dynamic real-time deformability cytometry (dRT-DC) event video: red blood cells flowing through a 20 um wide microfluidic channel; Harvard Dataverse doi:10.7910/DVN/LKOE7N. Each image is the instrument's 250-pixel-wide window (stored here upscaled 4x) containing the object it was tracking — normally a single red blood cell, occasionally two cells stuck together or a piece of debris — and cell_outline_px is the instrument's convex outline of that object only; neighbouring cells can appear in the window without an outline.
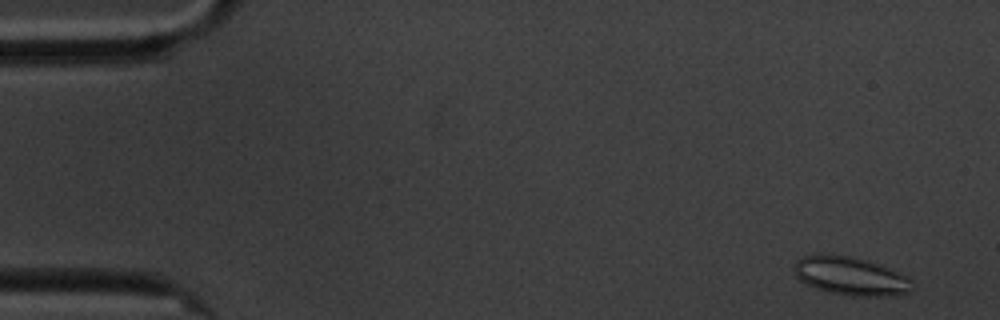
{"species": "common noctule bat (a hibernating species)", "species_latin": "Nyctalus noctula", "temperature_condition": "cold", "stored_images_in_passage": 59, "camera_frame_rate_fps": 3000, "um_per_image_px": 0.085, "animal": {"sex": "male", "body_mass_g": 20.1, "forearm_length_mm": 53.5}, "frame": {"image": 1, "passage_image": 3, "time_ms": 0.667, "image_size_px": [1000, 320], "cell_outline_px": [[912, 280], [908, 292], [896, 296], [852, 296], [828, 292], [816, 288], [800, 280], [796, 276], [792, 268], [796, 260], [804, 256], [820, 252], [848, 256], [868, 260], [908, 276]], "centroid_in_image_um": [72.26, 23.45], "position_along_channel_um": 12.7, "area_um2": 26.65}}
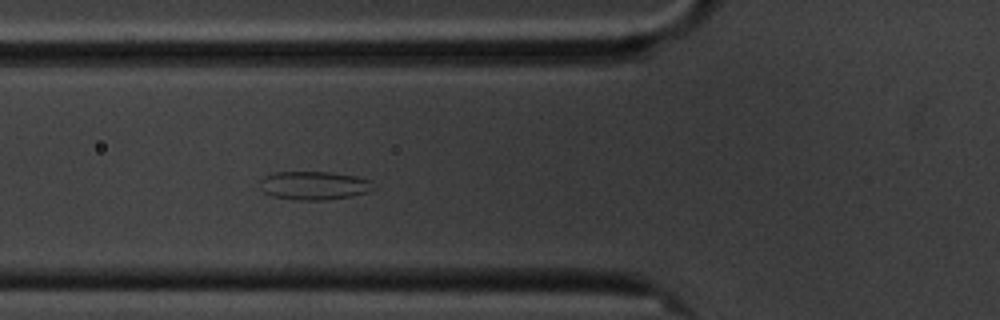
{"frame": {"image": 2, "passage_image": 21, "time_ms": 6.667, "image_size_px": [1000, 320], "cell_outline_px": [[380, 188], [368, 192], [352, 196], [324, 200], [300, 200], [272, 196], [264, 192], [260, 188], [260, 180], [264, 176], [276, 172], [332, 172], [356, 176], [372, 180]], "centroid_in_image_um": [26.78, 15.76], "position_along_channel_um": 99.0, "area_um2": 19.19}}
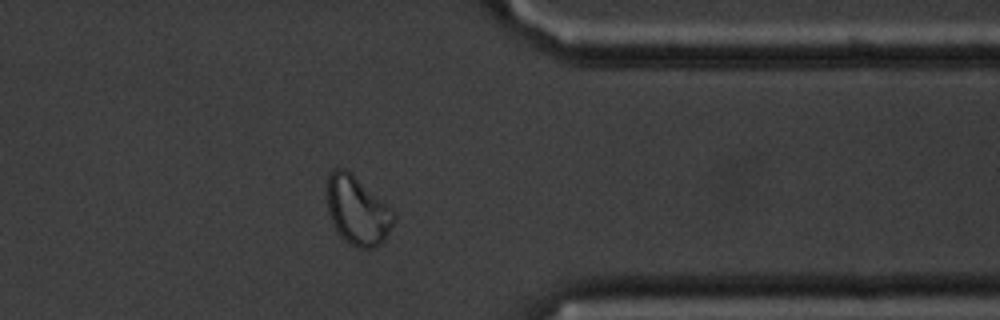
{"frame": {"image": 3, "passage_image": 47, "time_ms": 15.333, "image_size_px": [1000, 320], "cell_outline_px": [[396, 216], [384, 240], [376, 248], [356, 248], [348, 244], [344, 240], [336, 228], [328, 212], [328, 176], [332, 168], [348, 168], [392, 208]], "centroid_in_image_um": [30.4, 17.87], "position_along_channel_um": 381.0, "area_um2": 26.88}, "authors_computed_cell_mechanics": {"area_um2": 24.6228, "velocity_mm_per_s": 3.3622, "shape_relaxation_time_tau1_ms": null, "shape_relaxation_time_tau2_ms": 1.2692, "deformation_change_tau1": null, "deformation_change_tau2": 0.0538}}